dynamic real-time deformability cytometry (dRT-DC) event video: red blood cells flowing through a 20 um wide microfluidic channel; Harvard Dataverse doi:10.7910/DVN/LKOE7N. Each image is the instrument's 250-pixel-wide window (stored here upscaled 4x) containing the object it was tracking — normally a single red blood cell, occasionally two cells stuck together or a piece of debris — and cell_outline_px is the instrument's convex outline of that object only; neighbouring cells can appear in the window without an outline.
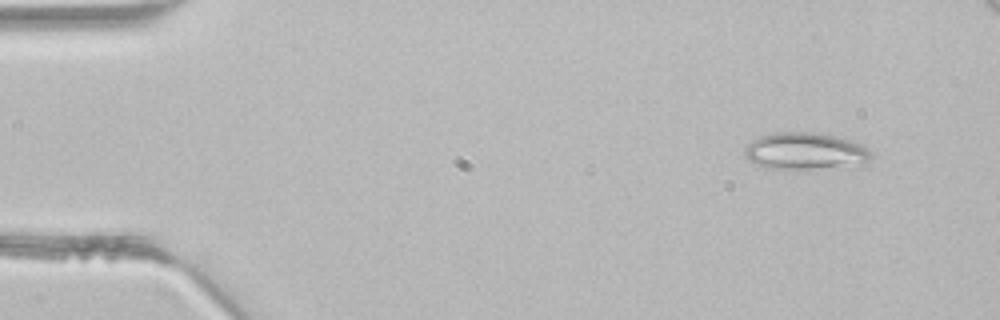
{"species": "common noctule bat (a hibernating species)", "species_latin": "Nyctalus noctula", "temperature_condition": "room temperature", "stored_images_in_passage": 4, "camera_frame_rate_fps": 3000, "um_per_image_px": 0.085, "animal": {"sex": "male", "body_mass_g": 21.5, "forearm_length_mm": 52.0}, "frame": {"image": 1, "passage_image": 1, "time_ms": 0.0, "image_size_px": [1000, 320], "cell_outline_px": [[872, 160], [864, 168], [764, 168], [748, 160], [744, 156], [744, 148], [752, 140], [760, 136], [776, 132], [820, 132], [844, 136], [868, 148], [872, 152]], "centroid_in_image_um": [68.59, 12.85], "position_along_channel_um": 16.4, "area_um2": 28.44}}